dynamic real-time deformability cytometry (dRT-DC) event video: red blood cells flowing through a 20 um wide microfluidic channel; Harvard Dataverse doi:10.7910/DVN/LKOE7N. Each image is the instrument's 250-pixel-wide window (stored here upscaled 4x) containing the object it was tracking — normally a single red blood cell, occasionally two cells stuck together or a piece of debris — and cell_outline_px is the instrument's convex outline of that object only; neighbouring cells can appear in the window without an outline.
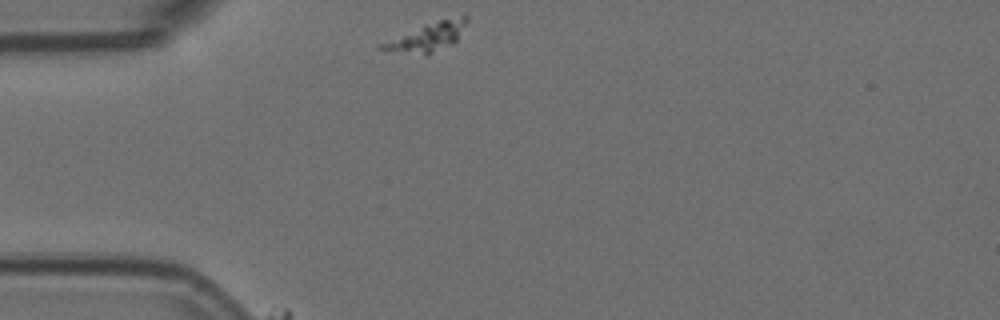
{"species": "Egyptian fruit bat (a non-hibernating species)", "species_latin": "Rousettus aegyptiacus", "temperature_condition": "room temperature", "stored_images_in_passage": 9, "camera_frame_rate_fps": 3000, "um_per_image_px": 0.085, "animal": {"sex": "female"}, "frame": {"image": 1, "passage_image": 1, "time_ms": 0.0, "image_size_px": [1000, 320], "cell_outline_px": [[468, 20], [456, 44], [428, 56], [376, 48], [376, 44], [424, 24], [464, 12], [468, 12]], "centroid_in_image_um": [36.42, 3.11], "position_along_channel_um": 48.6, "area_um2": 15.09}}